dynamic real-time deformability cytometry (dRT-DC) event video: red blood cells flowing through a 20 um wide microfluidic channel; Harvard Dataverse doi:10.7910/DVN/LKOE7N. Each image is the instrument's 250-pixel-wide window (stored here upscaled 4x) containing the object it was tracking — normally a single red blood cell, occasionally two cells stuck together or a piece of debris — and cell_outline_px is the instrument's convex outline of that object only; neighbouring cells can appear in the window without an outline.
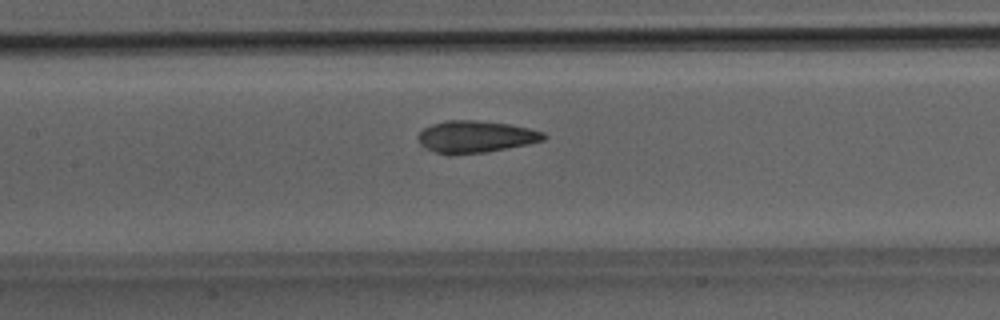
{"species": "Egyptian fruit bat (a non-hibernating species)", "species_latin": "Rousettus aegyptiacus", "temperature_condition": "room temperature", "stored_images_in_passage": 28, "camera_frame_rate_fps": 3000, "um_per_image_px": 0.085, "animal": {"sex": "male"}, "frame": {"image": 1, "passage_image": 8, "time_ms": 2.333, "image_size_px": [1000, 320], "cell_outline_px": [[548, 136], [544, 140], [528, 144], [488, 152], [448, 156], [424, 148], [420, 144], [416, 136], [424, 128], [432, 124], [444, 120], [476, 120], [508, 124], [528, 128], [544, 132]], "centroid_in_image_um": [40.39, 11.64], "position_along_channel_um": 167.0, "area_um2": 23.76}}
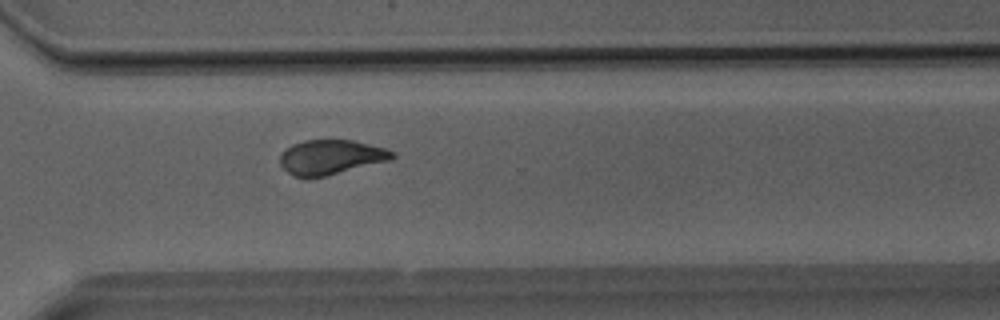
{"frame": {"image": 2, "passage_image": 18, "time_ms": 5.667, "image_size_px": [1000, 320], "cell_outline_px": [[396, 156], [392, 160], [324, 176], [296, 176], [288, 172], [280, 164], [280, 156], [292, 144], [304, 140], [352, 140], [384, 148], [396, 152]], "centroid_in_image_um": [28.17, 13.34], "position_along_channel_um": 342.4, "area_um2": 22.31}}
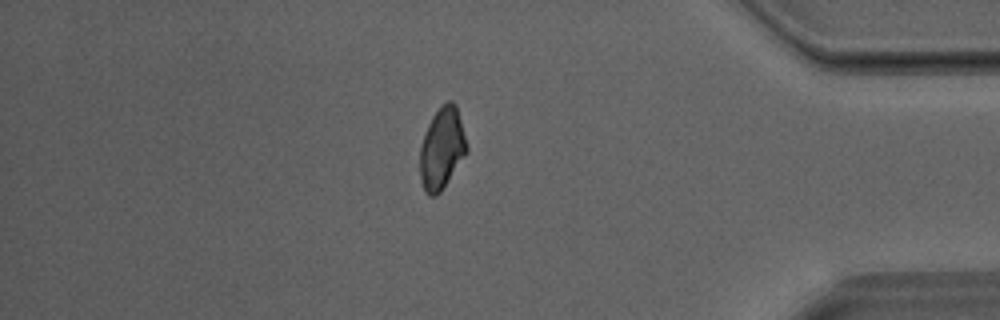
{"frame": {"image": 3, "passage_image": 23, "time_ms": 7.333, "image_size_px": [1000, 320], "cell_outline_px": [[468, 152], [440, 192], [436, 196], [428, 196], [424, 192], [420, 180], [420, 144], [428, 124], [432, 116], [440, 104], [448, 100], [452, 100], [456, 104], [468, 148]], "centroid_in_image_um": [37.55, 12.61], "position_along_channel_um": 397.7, "area_um2": 22.48}}